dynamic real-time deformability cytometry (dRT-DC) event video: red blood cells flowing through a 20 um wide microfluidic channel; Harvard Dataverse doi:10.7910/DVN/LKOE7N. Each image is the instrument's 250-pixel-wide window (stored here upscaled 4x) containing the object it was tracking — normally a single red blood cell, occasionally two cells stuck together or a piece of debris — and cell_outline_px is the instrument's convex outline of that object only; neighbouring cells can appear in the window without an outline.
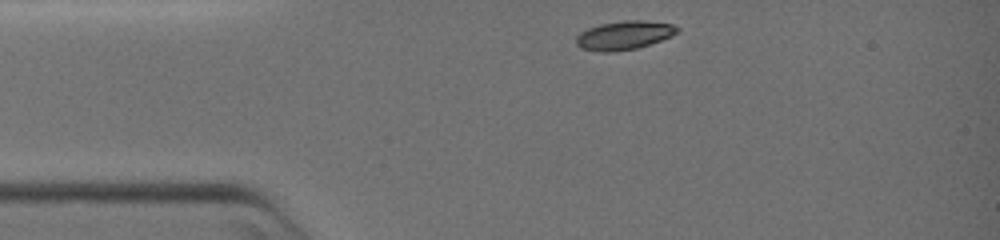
{"species": "common noctule bat (a hibernating species)", "species_latin": "Nyctalus noctula", "temperature_condition": "warm", "stored_images_in_passage": 45, "camera_frame_rate_fps": 3000, "um_per_image_px": 0.085, "animal": {"sex": "female", "body_mass_g": 19.0, "forearm_length_mm": 51.5}, "frame": {"image": 1, "passage_image": 1, "time_ms": 0.0, "image_size_px": [1000, 240], "cell_outline_px": [[680, 28], [676, 32], [660, 40], [636, 48], [612, 52], [600, 52], [584, 48], [576, 44], [576, 36], [580, 32], [588, 28], [600, 24], [624, 20], [640, 20], [672, 24]], "centroid_in_image_um": [53.0, 2.99], "position_along_channel_um": 32.0, "area_um2": 16.59}}
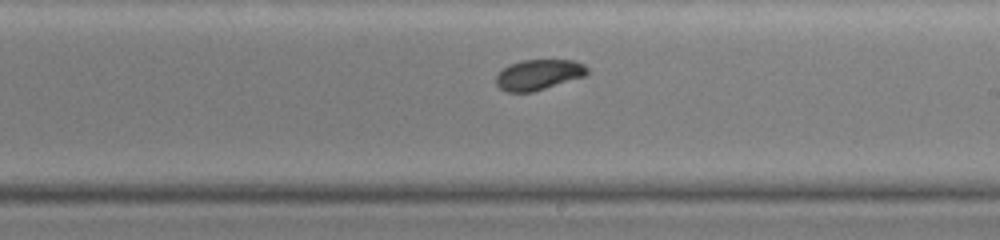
{"frame": {"image": 2, "passage_image": 25, "time_ms": 8.0, "image_size_px": [1000, 240], "cell_outline_px": [[588, 72], [584, 76], [532, 92], [504, 92], [496, 84], [496, 76], [508, 64], [520, 60], [572, 60], [584, 64], [588, 68]], "centroid_in_image_um": [45.75, 6.34], "position_along_channel_um": 243.2, "area_um2": 16.13}}
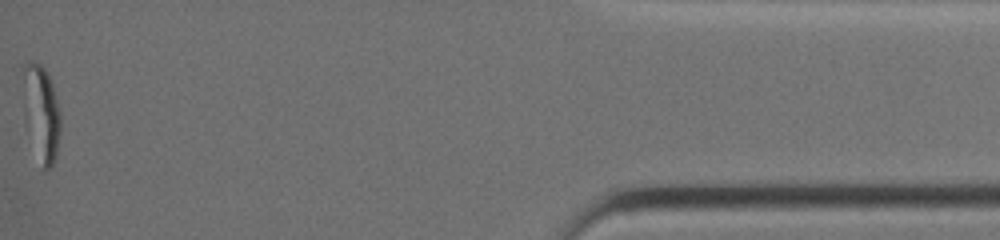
{"frame": {"image": 3, "passage_image": 45, "time_ms": 14.667, "image_size_px": [1000, 240], "cell_outline_px": [[60, 136], [56, 156], [52, 164], [48, 168], [44, 168], [24, 120], [24, 64], [28, 60], [36, 60], [44, 68], [52, 84], [60, 112]], "centroid_in_image_um": [3.52, 9.52], "position_along_channel_um": 431.7, "area_um2": 20.29}}